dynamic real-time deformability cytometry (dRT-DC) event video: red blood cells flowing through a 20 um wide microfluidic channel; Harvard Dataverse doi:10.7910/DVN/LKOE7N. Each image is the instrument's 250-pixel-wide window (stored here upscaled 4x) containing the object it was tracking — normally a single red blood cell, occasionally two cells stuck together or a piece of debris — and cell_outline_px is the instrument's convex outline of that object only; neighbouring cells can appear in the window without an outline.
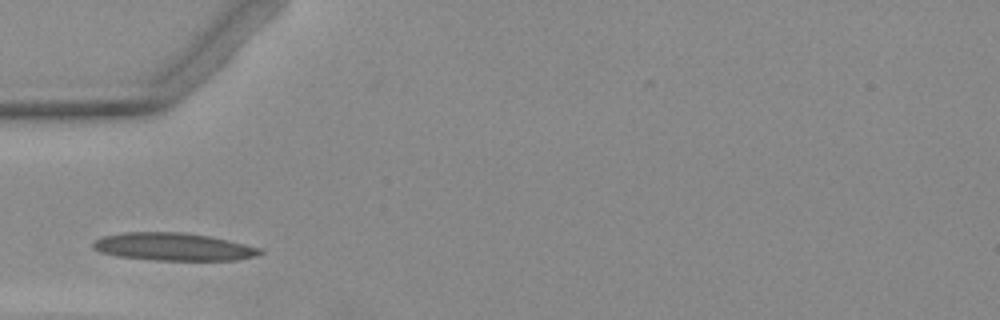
{"species": "Egyptian fruit bat (a non-hibernating species)", "species_latin": "Rousettus aegyptiacus", "temperature_condition": "warm", "stored_images_in_passage": 4, "camera_frame_rate_fps": 3000, "um_per_image_px": 0.085, "animal": {"sex": "female"}, "frame": {"image": 1, "passage_image": 1, "time_ms": 0.0, "image_size_px": [1000, 320], "cell_outline_px": [[264, 252], [256, 256], [236, 260], [152, 260], [120, 256], [100, 252], [92, 248], [92, 244], [96, 240], [104, 236], [124, 232], [180, 232], [208, 236], [228, 240], [260, 248]], "centroid_in_image_um": [14.73, 20.98], "position_along_channel_um": 70.3, "area_um2": 26.76}}
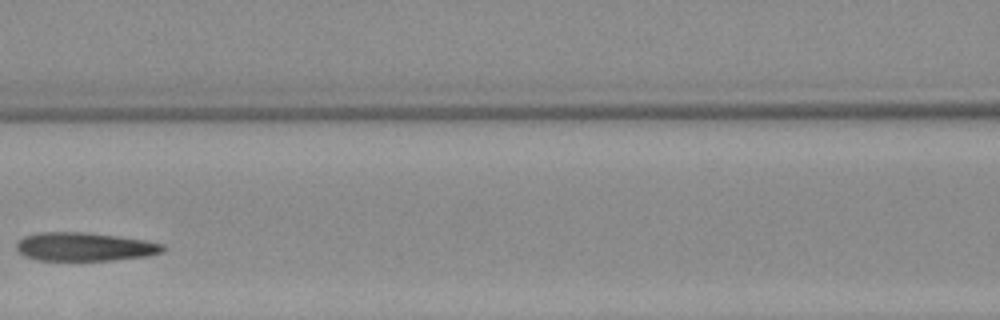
{"frame": {"image": 2, "passage_image": 3, "time_ms": 2.333, "image_size_px": [1000, 320], "cell_outline_px": [[164, 252], [148, 256], [112, 260], [36, 260], [24, 256], [16, 248], [16, 244], [24, 236], [40, 232], [84, 232], [116, 236], [144, 240], [164, 244]], "centroid_in_image_um": [7.19, 20.98], "position_along_channel_um": 159.4, "area_um2": 24.28}}
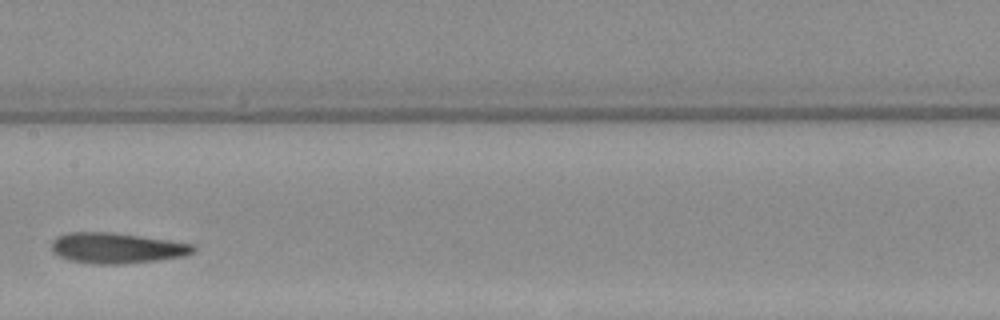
{"frame": {"image": 3, "passage_image": 4, "time_ms": 3.333, "image_size_px": [1000, 320], "cell_outline_px": [[196, 248], [192, 252], [184, 256], [156, 260], [124, 264], [92, 264], [68, 260], [52, 252], [52, 240], [56, 236], [68, 232], [112, 232], [168, 240], [192, 244]], "centroid_in_image_um": [9.86, 21.08], "position_along_channel_um": 197.5, "area_um2": 25.26}}